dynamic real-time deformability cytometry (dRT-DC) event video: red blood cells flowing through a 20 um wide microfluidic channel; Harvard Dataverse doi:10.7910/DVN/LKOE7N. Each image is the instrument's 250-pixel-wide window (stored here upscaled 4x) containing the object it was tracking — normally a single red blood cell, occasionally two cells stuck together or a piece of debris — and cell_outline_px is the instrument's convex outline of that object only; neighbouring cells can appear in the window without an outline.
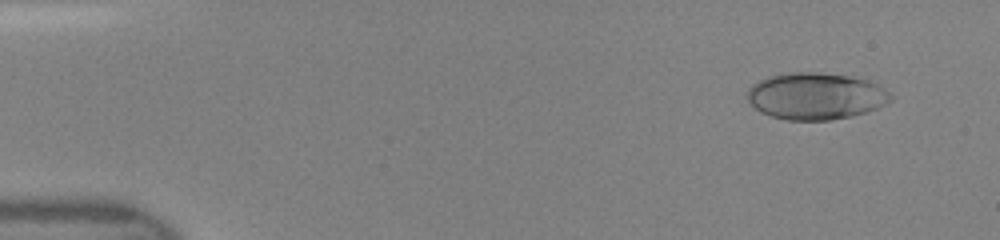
{"species": "human", "species_latin": "Homo sapiens", "temperature_condition": "room temperature", "stored_images_in_passage": 47, "camera_frame_rate_fps": 3000, "um_per_image_px": 0.085, "donor": {"sex": "female"}, "frame": {"image": 1, "passage_image": 4, "time_ms": 1.0, "image_size_px": [1000, 240], "cell_outline_px": [[892, 100], [876, 108], [852, 116], [828, 120], [788, 120], [772, 116], [760, 112], [748, 104], [748, 88], [752, 84], [768, 76], [788, 72], [820, 72], [848, 76], [864, 80], [876, 84], [888, 92], [892, 96]], "centroid_in_image_um": [69.28, 8.17], "position_along_channel_um": 15.7, "area_um2": 38.96}}
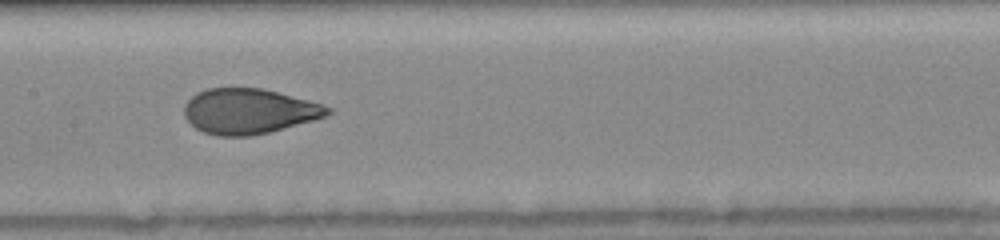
{"frame": {"image": 2, "passage_image": 24, "time_ms": 7.667, "image_size_px": [1000, 240], "cell_outline_px": [[332, 112], [328, 116], [268, 132], [248, 136], [216, 136], [204, 132], [196, 128], [184, 116], [184, 104], [196, 92], [208, 88], [260, 88], [276, 92], [320, 104], [332, 108]], "centroid_in_image_um": [21.12, 9.46], "position_along_channel_um": 186.3, "area_um2": 37.45}}
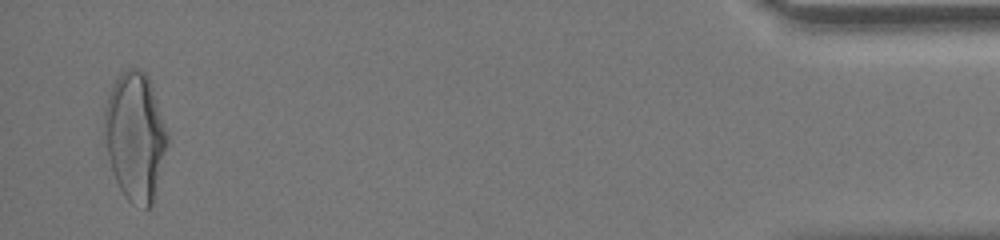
{"frame": {"image": 3, "passage_image": 46, "time_ms": 15.0, "image_size_px": [1000, 240], "cell_outline_px": [[168, 144], [152, 204], [148, 208], [144, 208], [132, 204], [124, 196], [116, 180], [108, 156], [104, 136], [104, 108], [108, 92], [112, 84], [120, 72], [128, 68], [140, 68], [148, 76], [168, 136]], "centroid_in_image_um": [11.47, 11.57], "position_along_channel_um": 423.7, "area_um2": 46.93}}